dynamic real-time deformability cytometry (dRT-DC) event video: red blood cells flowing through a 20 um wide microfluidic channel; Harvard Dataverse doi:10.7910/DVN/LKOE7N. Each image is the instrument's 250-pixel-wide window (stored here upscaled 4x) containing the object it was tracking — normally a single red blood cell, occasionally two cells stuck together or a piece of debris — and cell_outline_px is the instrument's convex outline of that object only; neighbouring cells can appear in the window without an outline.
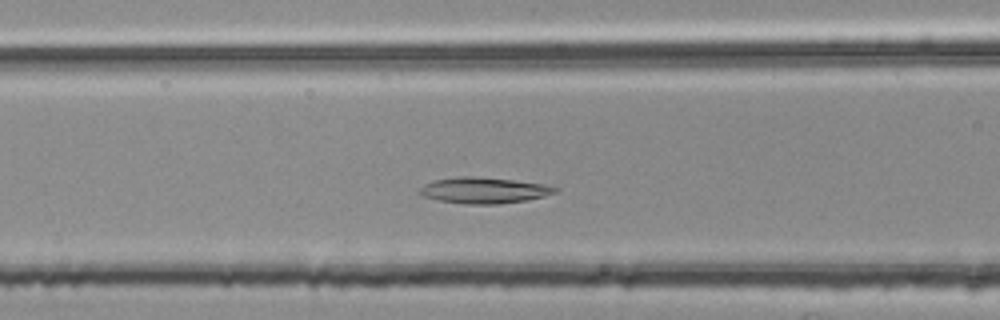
{"species": "common noctule bat (a hibernating species)", "species_latin": "Nyctalus noctula", "temperature_condition": "room temperature", "stored_images_in_passage": 42, "camera_frame_rate_fps": 3000, "um_per_image_px": 0.085, "animal": {"sex": "female", "body_mass_g": 25.1}, "frame": {"image": 1, "passage_image": 15, "time_ms": 4.667, "image_size_px": [1000, 320], "cell_outline_px": [[560, 188], [556, 192], [544, 196], [528, 200], [500, 204], [464, 204], [440, 200], [424, 196], [416, 192], [424, 184], [432, 180], [456, 176], [472, 176], [512, 180], [544, 184]], "centroid_in_image_um": [41.11, 16.17], "position_along_channel_um": 125.5, "area_um2": 20.63}}
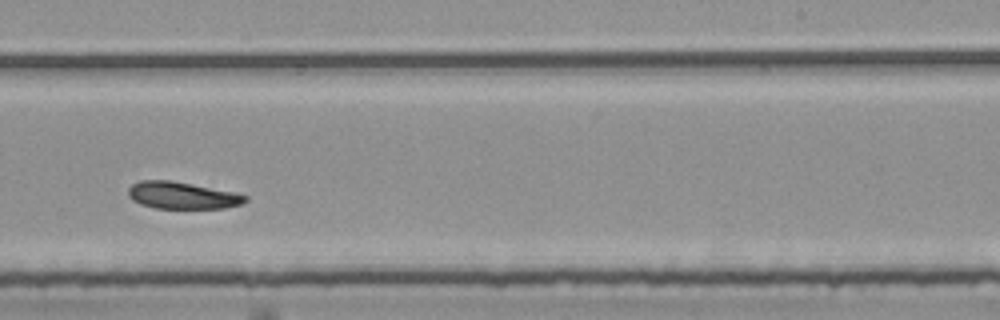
{"frame": {"image": 2, "passage_image": 27, "time_ms": 8.667, "image_size_px": [1000, 320], "cell_outline_px": [[248, 200], [240, 204], [224, 208], [156, 208], [140, 204], [132, 200], [128, 196], [128, 188], [132, 184], [140, 180], [172, 180], [236, 192], [248, 196]], "centroid_in_image_um": [15.48, 16.6], "position_along_channel_um": 273.5, "area_um2": 18.55}}
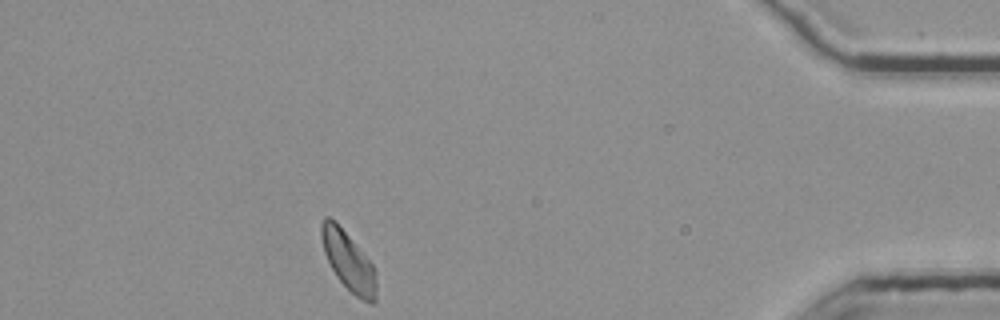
{"frame": {"image": 3, "passage_image": 42, "time_ms": 13.667, "image_size_px": [1000, 320], "cell_outline_px": [[376, 300], [372, 304], [360, 300], [336, 276], [324, 252], [320, 236], [320, 224], [324, 216], [328, 216], [336, 220], [372, 264], [376, 272]], "centroid_in_image_um": [29.6, 22.17], "position_along_channel_um": 405.6, "area_um2": 18.9}, "authors_computed_cell_mechanics": {"area_um2": 19.2474, "velocity_mm_per_s": 3.7144, "shape_relaxation_time_tau1_ms": 9.277, "shape_relaxation_time_tau2_ms": null, "deformation_change_tau1": 0.185, "deformation_change_tau2": null}}